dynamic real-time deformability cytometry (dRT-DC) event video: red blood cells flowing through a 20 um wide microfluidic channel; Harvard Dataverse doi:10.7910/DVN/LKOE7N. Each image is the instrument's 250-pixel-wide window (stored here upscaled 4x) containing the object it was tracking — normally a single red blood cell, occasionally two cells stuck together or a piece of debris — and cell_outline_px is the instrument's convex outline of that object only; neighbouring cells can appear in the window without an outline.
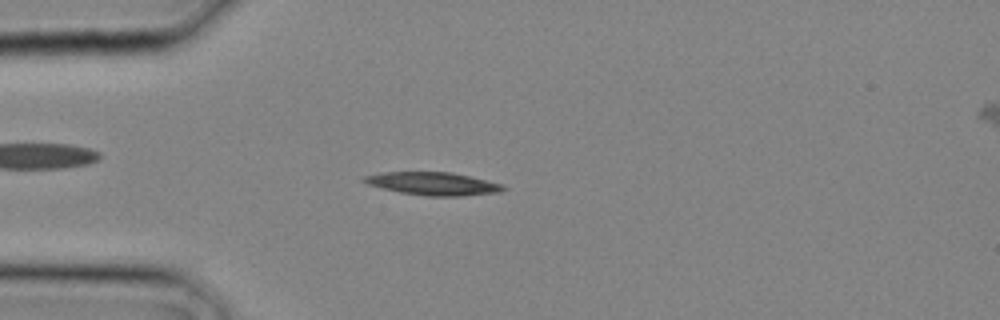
{"species": "common noctule bat (a hibernating species)", "species_latin": "Nyctalus noctula", "temperature_condition": "cold", "stored_images_in_passage": 9, "camera_frame_rate_fps": 3000, "um_per_image_px": 0.085, "animal": {"sex": "male", "body_mass_g": 20.4}, "frame": {"image": 1, "passage_image": 1, "time_ms": 0.0, "image_size_px": [1000, 320], "cell_outline_px": [[508, 188], [500, 192], [460, 196], [428, 196], [400, 192], [368, 184], [360, 180], [364, 176], [380, 172], [452, 172], [500, 184]], "centroid_in_image_um": [36.78, 15.61], "position_along_channel_um": 48.2, "area_um2": 18.38}}
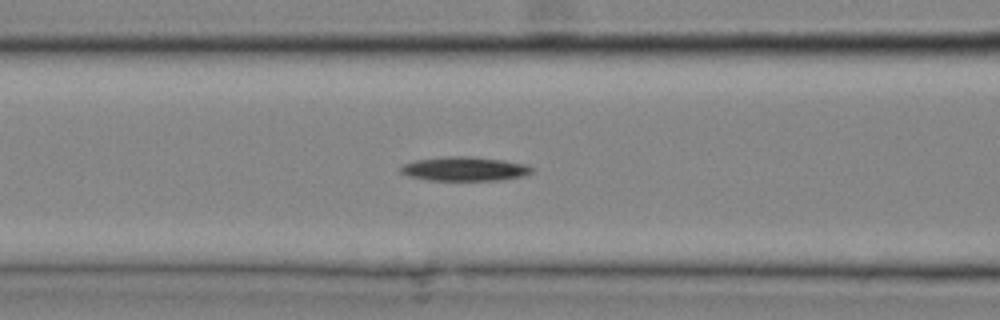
{"frame": {"image": 2, "passage_image": 5, "time_ms": 1.333, "image_size_px": [1000, 320], "cell_outline_px": [[536, 168], [532, 172], [524, 176], [500, 180], [428, 180], [408, 176], [400, 172], [400, 168], [404, 164], [416, 160], [444, 156], [472, 156], [504, 160], [524, 164]], "centroid_in_image_um": [39.51, 14.35], "position_along_channel_um": 127.1, "area_um2": 18.55}}
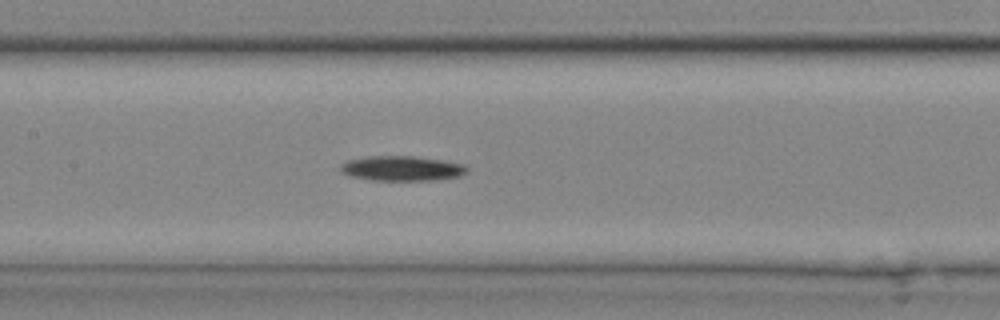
{"frame": {"image": 3, "passage_image": 7, "time_ms": 2.0, "image_size_px": [1000, 320], "cell_outline_px": [[468, 172], [460, 176], [432, 180], [372, 180], [352, 176], [344, 172], [340, 168], [340, 164], [348, 160], [368, 156], [412, 156], [440, 160], [464, 164], [468, 168]], "centroid_in_image_um": [34.18, 14.31], "position_along_channel_um": 173.2, "area_um2": 18.15}}